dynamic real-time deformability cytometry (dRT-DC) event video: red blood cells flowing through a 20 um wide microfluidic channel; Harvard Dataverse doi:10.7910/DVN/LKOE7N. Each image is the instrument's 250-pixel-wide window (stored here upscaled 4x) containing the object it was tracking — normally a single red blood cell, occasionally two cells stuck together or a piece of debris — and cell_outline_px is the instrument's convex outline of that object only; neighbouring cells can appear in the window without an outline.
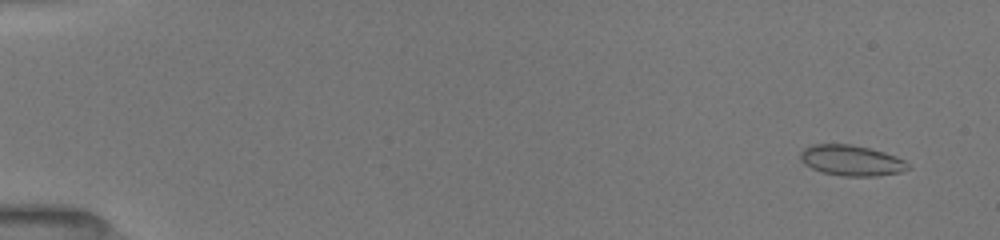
{"species": "common noctule bat (a hibernating species)", "species_latin": "Nyctalus noctula", "temperature_condition": "room temperature", "stored_images_in_passage": 53, "camera_frame_rate_fps": 3000, "um_per_image_px": 0.085, "animal": {"sex": "female", "body_mass_g": 19.5, "forearm_length_mm": 54.1}, "frame": {"image": 1, "passage_image": 4, "time_ms": 1.0, "image_size_px": [1000, 240], "cell_outline_px": [[912, 168], [900, 172], [876, 176], [840, 176], [820, 172], [804, 164], [800, 160], [800, 152], [804, 148], [812, 144], [852, 144], [884, 152], [896, 156], [904, 160]], "centroid_in_image_um": [72.35, 13.64], "position_along_channel_um": 12.7, "area_um2": 19.36}}
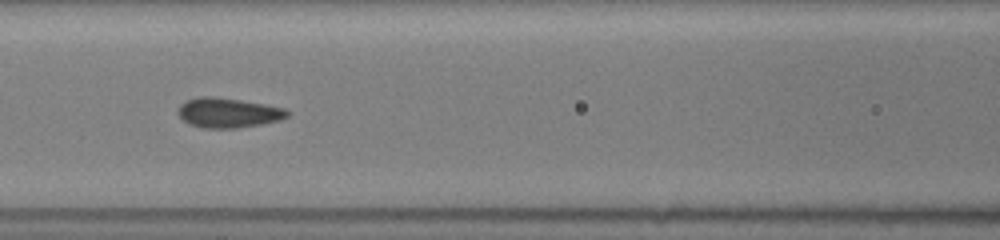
{"frame": {"image": 2, "passage_image": 25, "time_ms": 8.0, "image_size_px": [1000, 240], "cell_outline_px": [[288, 116], [280, 120], [260, 124], [236, 128], [204, 128], [188, 124], [176, 112], [180, 104], [188, 100], [200, 96], [208, 96], [240, 100], [264, 104], [284, 108], [288, 112]], "centroid_in_image_um": [19.36, 9.59], "position_along_channel_um": 147.2, "area_um2": 18.79}}
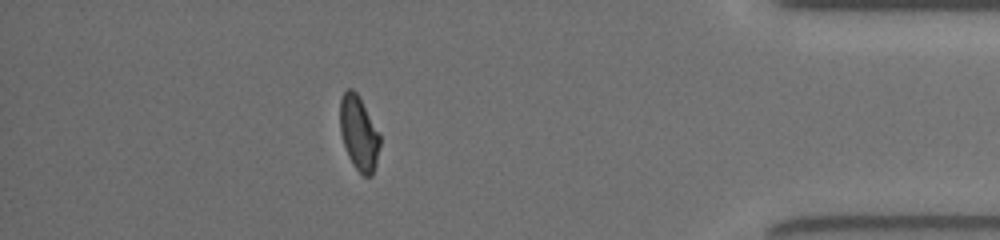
{"frame": {"image": 3, "passage_image": 47, "time_ms": 15.333, "image_size_px": [1000, 240], "cell_outline_px": [[380, 144], [372, 176], [364, 176], [352, 164], [348, 156], [340, 132], [340, 100], [344, 92], [348, 88], [352, 88], [356, 92], [380, 132]], "centroid_in_image_um": [30.5, 11.3], "position_along_channel_um": 404.7, "area_um2": 17.17}, "authors_computed_cell_mechanics": {"area_um2": 18.3804, "velocity_mm_per_s": 4.0102, "shape_relaxation_time_tau1_ms": null, "shape_relaxation_time_tau2_ms": 0.638, "deformation_change_tau1": null, "deformation_change_tau2": 0.0549}}